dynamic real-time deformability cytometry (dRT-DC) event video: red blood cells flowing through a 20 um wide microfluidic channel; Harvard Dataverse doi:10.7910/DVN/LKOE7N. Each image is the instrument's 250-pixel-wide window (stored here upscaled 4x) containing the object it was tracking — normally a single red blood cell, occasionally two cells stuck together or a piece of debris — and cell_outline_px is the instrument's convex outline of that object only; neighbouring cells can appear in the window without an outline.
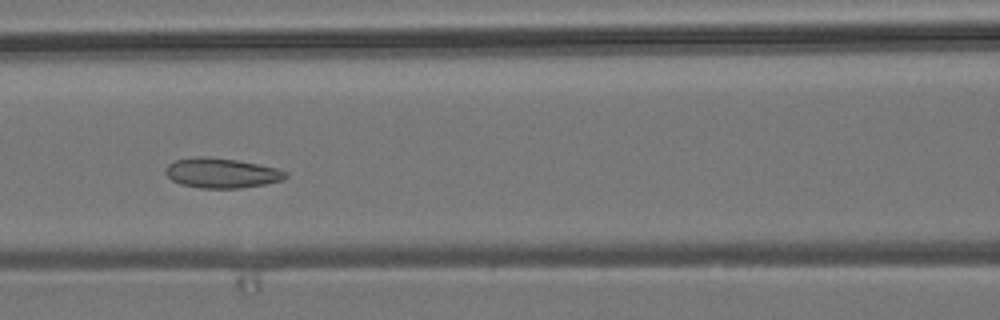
{"species": "common noctule bat (a hibernating species)", "species_latin": "Nyctalus noctula", "temperature_condition": "room temperature", "stored_images_in_passage": 51, "camera_frame_rate_fps": 3000, "um_per_image_px": 0.085, "animal": {"sex": "male", "body_mass_g": 19.2, "forearm_length_mm": 51.8}, "frame": {"image": 1, "passage_image": 21, "time_ms": 6.667, "image_size_px": [1000, 320], "cell_outline_px": [[288, 176], [280, 180], [264, 184], [240, 188], [200, 188], [180, 184], [172, 180], [164, 172], [164, 168], [168, 164], [176, 160], [196, 156], [208, 156], [236, 160], [276, 168], [288, 172]], "centroid_in_image_um": [18.79, 14.7], "position_along_channel_um": 147.8, "area_um2": 20.87}}
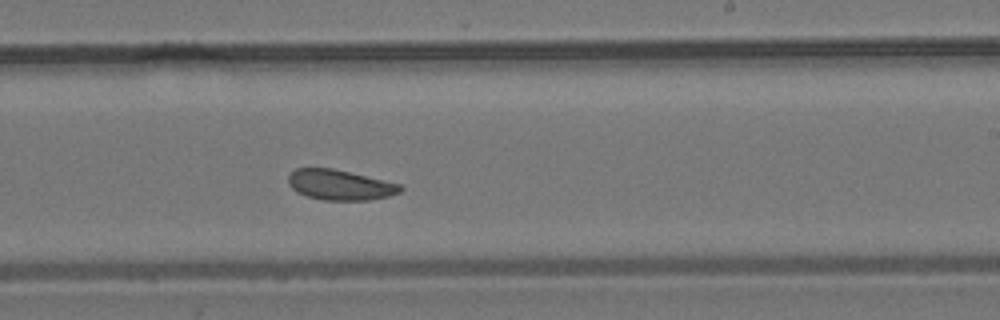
{"frame": {"image": 2, "passage_image": 30, "time_ms": 9.667, "image_size_px": [1000, 320], "cell_outline_px": [[404, 188], [400, 192], [388, 196], [368, 200], [324, 200], [308, 196], [296, 192], [288, 184], [288, 176], [296, 168], [332, 168], [400, 184]], "centroid_in_image_um": [28.88, 15.72], "position_along_channel_um": 260.1, "area_um2": 19.59}}
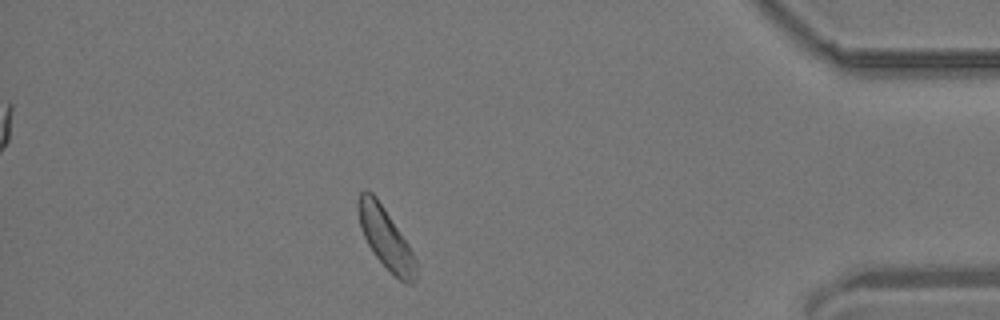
{"frame": {"image": 3, "passage_image": 45, "time_ms": 14.667, "image_size_px": [1000, 320], "cell_outline_px": [[416, 280], [412, 284], [408, 284], [400, 280], [372, 252], [360, 228], [356, 208], [356, 204], [360, 192], [364, 188], [372, 192], [376, 196], [408, 244], [416, 260]], "centroid_in_image_um": [32.74, 20.2], "position_along_channel_um": 402.5, "area_um2": 20.35}, "authors_computed_cell_mechanics": {"area_um2": 20.8658, "velocity_mm_per_s": 3.7555, "shape_relaxation_time_tau1_ms": 2.8157, "shape_relaxation_time_tau2_ms": 5.577, "deformation_change_tau1": 0.05, "deformation_change_tau2": 0.106}}